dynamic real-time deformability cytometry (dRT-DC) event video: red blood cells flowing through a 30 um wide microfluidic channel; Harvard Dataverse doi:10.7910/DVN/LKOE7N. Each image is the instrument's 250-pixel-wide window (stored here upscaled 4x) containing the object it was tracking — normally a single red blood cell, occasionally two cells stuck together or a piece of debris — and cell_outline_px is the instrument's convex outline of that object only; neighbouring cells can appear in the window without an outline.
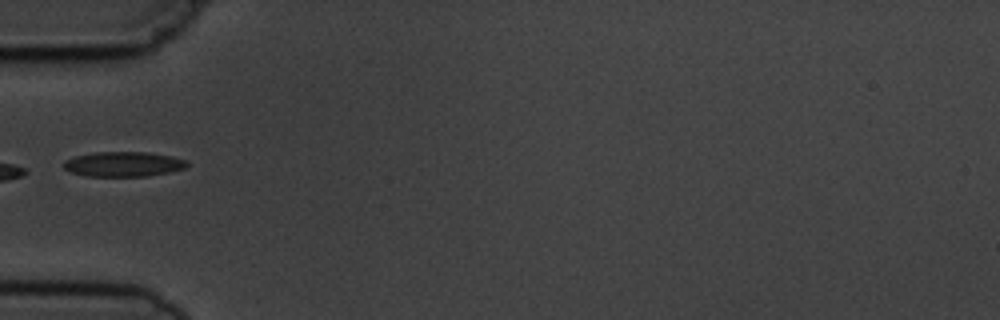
{"species": "common noctule bat (a hibernating species)", "species_latin": "Nyctalus noctula", "temperature_condition": "cold", "stored_images_in_passage": 5, "camera_frame_rate_fps": 3000, "um_per_image_px": 0.085, "animal": {"sex": "male", "body_mass_g": 19.5, "forearm_length_mm": 54.6}, "frame": {"image": 1, "passage_image": 5, "time_ms": 5.667, "image_size_px": [1000, 320], "cell_outline_px": [[188, 164], [184, 168], [168, 172], [148, 176], [88, 176], [72, 172], [64, 168], [64, 160], [76, 156], [96, 152], [148, 152], [172, 156], [184, 160]], "centroid_in_image_um": [10.48, 13.95], "position_along_channel_um": 74.5, "area_um2": 17.69}}